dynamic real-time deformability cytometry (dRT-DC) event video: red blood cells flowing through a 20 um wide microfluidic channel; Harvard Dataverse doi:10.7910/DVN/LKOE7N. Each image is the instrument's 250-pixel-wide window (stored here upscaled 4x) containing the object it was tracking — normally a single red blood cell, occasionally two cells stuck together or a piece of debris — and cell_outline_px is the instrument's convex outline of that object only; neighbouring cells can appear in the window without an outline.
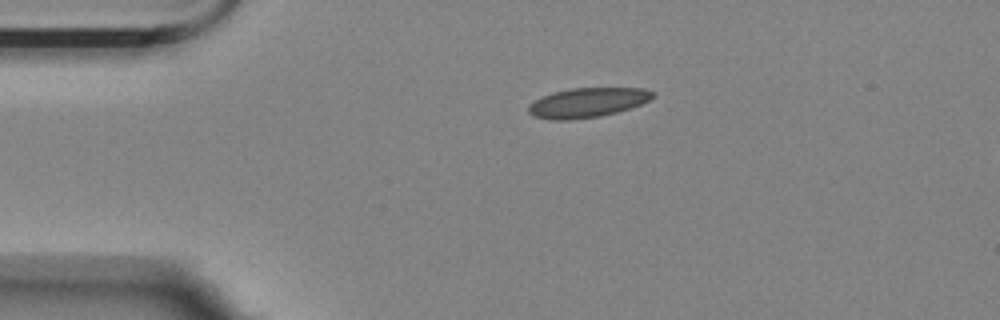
{"species": "Egyptian fruit bat (a non-hibernating species)", "species_latin": "Rousettus aegyptiacus", "temperature_condition": "room temperature", "stored_images_in_passage": 2, "camera_frame_rate_fps": 3000, "um_per_image_px": 0.085, "animal": {"sex": "female"}, "frame": {"image": 1, "passage_image": 1, "time_ms": 0.0, "image_size_px": [1000, 320], "cell_outline_px": [[656, 96], [640, 104], [616, 112], [600, 116], [568, 120], [552, 120], [532, 116], [528, 112], [528, 104], [552, 92], [572, 88], [644, 88], [656, 92]], "centroid_in_image_um": [49.93, 8.72], "position_along_channel_um": 35.1, "area_um2": 21.39}}